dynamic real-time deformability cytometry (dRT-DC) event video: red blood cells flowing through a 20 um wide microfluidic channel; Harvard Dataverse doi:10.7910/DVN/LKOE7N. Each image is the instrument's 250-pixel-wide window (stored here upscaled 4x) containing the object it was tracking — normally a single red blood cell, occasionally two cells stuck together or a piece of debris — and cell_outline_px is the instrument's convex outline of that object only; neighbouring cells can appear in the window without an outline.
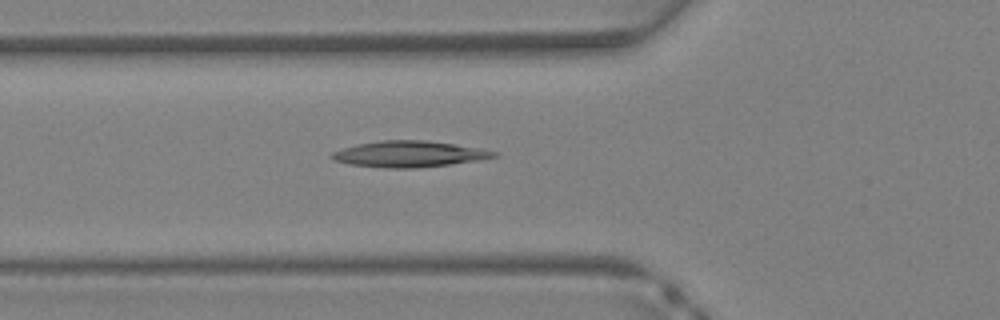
{"species": "Egyptian fruit bat (a non-hibernating species)", "species_latin": "Rousettus aegyptiacus", "temperature_condition": "warm", "stored_images_in_passage": 36, "camera_frame_rate_fps": 3000, "um_per_image_px": 0.085, "animal": {"sex": "female"}, "frame": {"image": 1, "passage_image": 12, "time_ms": 3.667, "image_size_px": [1000, 320], "cell_outline_px": [[500, 152], [496, 156], [480, 160], [448, 164], [412, 168], [388, 168], [348, 164], [336, 160], [332, 156], [332, 152], [356, 144], [384, 140], [428, 140], [484, 148]], "centroid_in_image_um": [34.85, 13.08], "position_along_channel_um": 91.0, "area_um2": 24.57}}
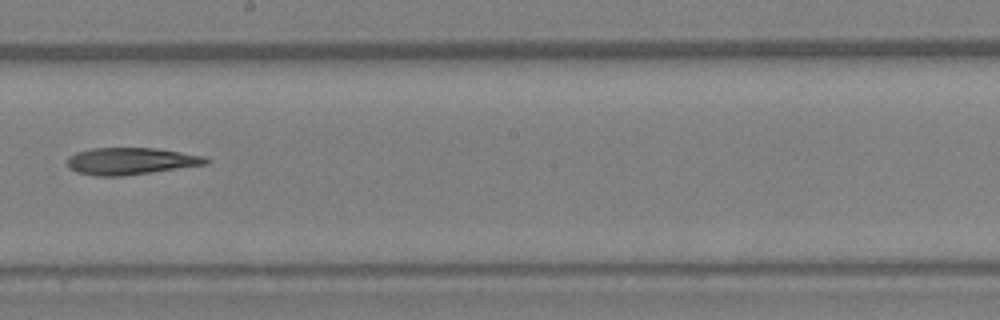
{"frame": {"image": 2, "passage_image": 20, "time_ms": 6.333, "image_size_px": [1000, 320], "cell_outline_px": [[208, 160], [204, 164], [120, 176], [96, 176], [76, 172], [68, 168], [68, 156], [76, 152], [92, 148], [156, 148], [204, 156]], "centroid_in_image_um": [11.02, 13.68], "position_along_channel_um": 237.2, "area_um2": 21.39}}
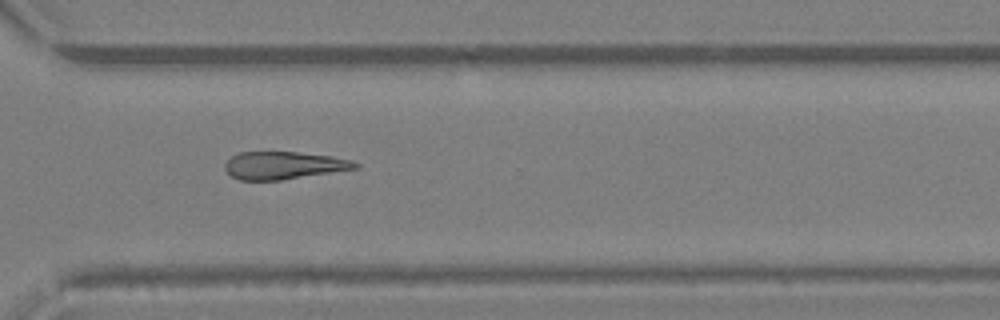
{"frame": {"image": 3, "passage_image": 26, "time_ms": 8.333, "image_size_px": [1000, 320], "cell_outline_px": [[360, 168], [280, 180], [240, 180], [232, 176], [224, 168], [224, 164], [232, 156], [240, 152], [296, 152], [332, 156], [352, 160], [360, 164]], "centroid_in_image_um": [24.14, 14.06], "position_along_channel_um": 346.5, "area_um2": 20.92}}